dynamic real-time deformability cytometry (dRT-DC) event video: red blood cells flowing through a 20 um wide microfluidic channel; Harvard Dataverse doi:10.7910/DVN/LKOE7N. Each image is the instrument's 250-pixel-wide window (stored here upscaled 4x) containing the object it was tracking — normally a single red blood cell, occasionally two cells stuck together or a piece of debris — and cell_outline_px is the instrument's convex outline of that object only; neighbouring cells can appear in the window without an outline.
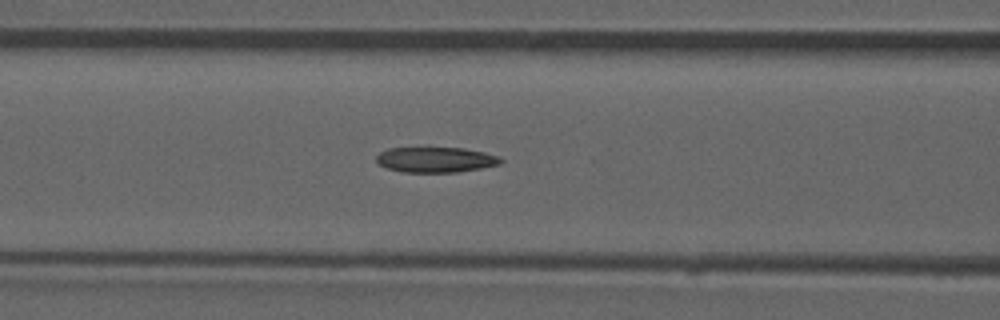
{"species": "common noctule bat (a hibernating species)", "species_latin": "Nyctalus noctula", "temperature_condition": "room temperature", "stored_images_in_passage": 35, "camera_frame_rate_fps": 3000, "um_per_image_px": 0.085, "animal": {"sex": "male", "forearm_length_mm": 52.5}, "frame": {"image": 1, "passage_image": 6, "time_ms": 1.667, "image_size_px": [1000, 320], "cell_outline_px": [[504, 160], [500, 164], [480, 168], [456, 172], [404, 172], [388, 168], [380, 164], [376, 160], [376, 156], [380, 152], [388, 148], [428, 144], [464, 148], [484, 152], [500, 156]], "centroid_in_image_um": [37.02, 13.51], "position_along_channel_um": 129.6, "area_um2": 19.36}, "authors_computed_cell_mechanics": {"area_um2": 18.6116, "velocity_mm_per_s": 3.9571, "shape_relaxation_time_tau1_ms": null, "shape_relaxation_time_tau2_ms": 3.737, "deformation_change_tau1": null, "deformation_change_tau2": 0.1107}}